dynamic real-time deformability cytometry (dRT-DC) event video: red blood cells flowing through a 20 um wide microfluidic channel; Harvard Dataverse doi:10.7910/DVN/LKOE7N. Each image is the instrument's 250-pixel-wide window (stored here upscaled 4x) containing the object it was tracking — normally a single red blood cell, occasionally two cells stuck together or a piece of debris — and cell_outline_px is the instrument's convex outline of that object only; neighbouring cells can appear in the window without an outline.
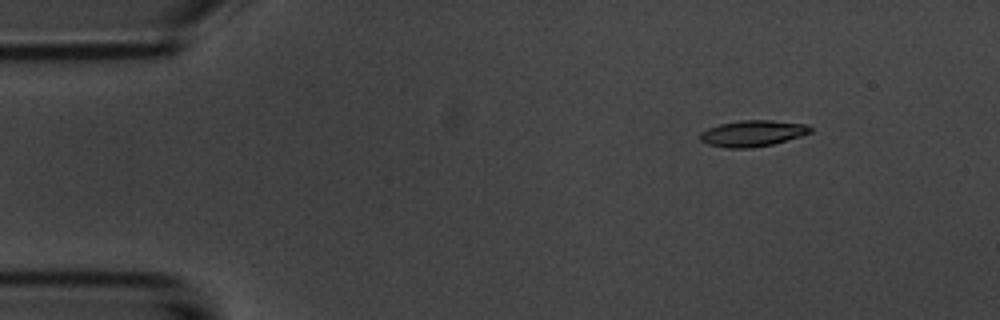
{"species": "common noctule bat (a hibernating species)", "species_latin": "Nyctalus noctula", "temperature_condition": "room temperature", "stored_images_in_passage": 4, "camera_frame_rate_fps": 3000, "um_per_image_px": 0.085, "animal": {"sex": "male", "body_mass_g": 20.1, "forearm_length_mm": 53.5}, "frame": {"image": 1, "passage_image": 2, "time_ms": 1.333, "image_size_px": [1000, 320], "cell_outline_px": [[812, 132], [800, 136], [772, 144], [752, 148], [728, 148], [708, 144], [700, 140], [700, 132], [708, 128], [720, 124], [740, 120], [772, 120], [808, 124], [812, 128]], "centroid_in_image_um": [63.98, 11.33], "position_along_channel_um": 21.0, "area_um2": 16.82}}
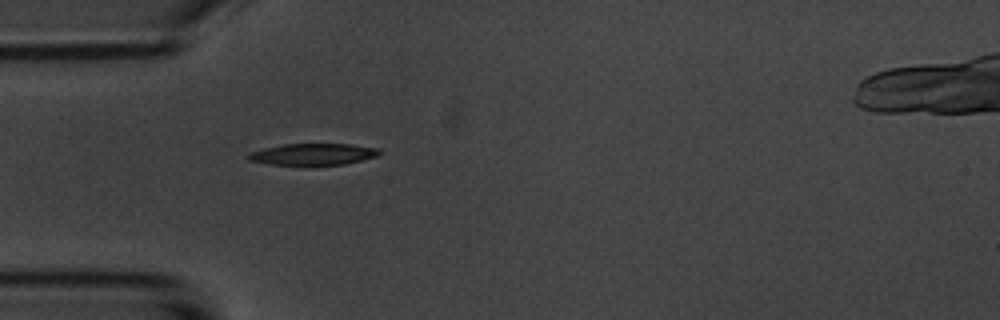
{"frame": {"image": 2, "passage_image": 4, "time_ms": 4.333, "image_size_px": [1000, 320], "cell_outline_px": [[380, 152], [376, 156], [344, 164], [312, 168], [268, 164], [248, 160], [248, 152], [264, 148], [284, 144], [348, 144], [380, 148]], "centroid_in_image_um": [26.55, 13.15], "position_along_channel_um": 58.4, "area_um2": 17.22}}